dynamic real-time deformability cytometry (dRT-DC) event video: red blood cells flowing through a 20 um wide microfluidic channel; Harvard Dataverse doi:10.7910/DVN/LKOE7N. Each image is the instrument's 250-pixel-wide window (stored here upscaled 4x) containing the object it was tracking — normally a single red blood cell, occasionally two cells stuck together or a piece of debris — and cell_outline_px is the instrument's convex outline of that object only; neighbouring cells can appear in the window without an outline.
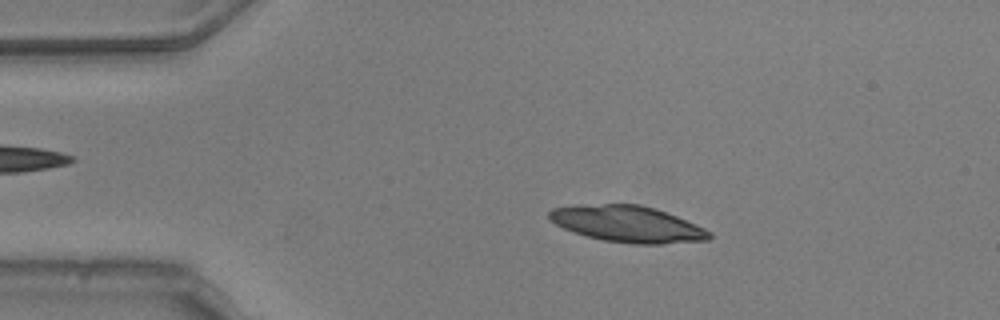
{"species": "common noctule bat (a hibernating species)", "species_latin": "Nyctalus noctula", "temperature_condition": "warm", "stored_images_in_passage": 52, "camera_frame_rate_fps": 3000, "um_per_image_px": 0.085, "animal": {"sex": "male", "body_mass_g": 20.5, "forearm_length_mm": 52.5}, "frame": {"image": 1, "passage_image": 9, "time_ms": 2.667, "image_size_px": [1000, 320], "cell_outline_px": [[712, 236], [708, 240], [664, 244], [632, 244], [604, 240], [588, 236], [564, 228], [556, 224], [548, 216], [548, 212], [552, 208], [604, 204], [640, 204], [656, 208], [696, 224], [712, 232]], "centroid_in_image_um": [53.41, 19.05], "position_along_channel_um": 31.6, "area_um2": 33.58}}
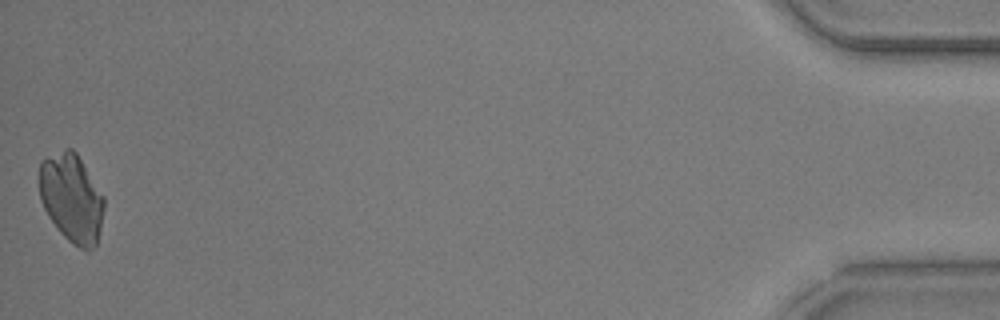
{"frame": {"image": 2, "passage_image": 52, "time_ms": 17.0, "image_size_px": [1000, 320], "cell_outline_px": [[104, 208], [100, 228], [96, 244], [88, 252], [72, 244], [60, 232], [48, 216], [40, 200], [40, 160], [64, 148], [72, 148], [76, 152], [104, 196]], "centroid_in_image_um": [6.08, 16.83], "position_along_channel_um": 429.1, "area_um2": 33.41}}